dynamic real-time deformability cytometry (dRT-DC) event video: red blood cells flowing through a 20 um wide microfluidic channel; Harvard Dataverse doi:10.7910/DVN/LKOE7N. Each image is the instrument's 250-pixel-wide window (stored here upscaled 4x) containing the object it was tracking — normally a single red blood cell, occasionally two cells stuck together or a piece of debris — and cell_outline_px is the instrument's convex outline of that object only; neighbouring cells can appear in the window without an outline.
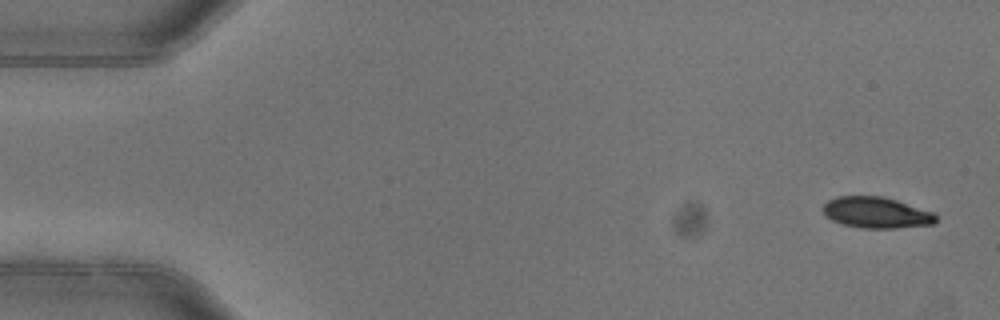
{"species": "common noctule bat (a hibernating species)", "species_latin": "Nyctalus noctula", "temperature_condition": "warm", "stored_images_in_passage": 6, "camera_frame_rate_fps": 3000, "um_per_image_px": 0.085, "animal": {"sex": "female"}, "frame": {"image": 1, "passage_image": 1, "time_ms": 0.0, "image_size_px": [1000, 320], "cell_outline_px": [[936, 220], [932, 224], [896, 228], [860, 228], [844, 224], [832, 220], [824, 212], [824, 204], [828, 200], [836, 196], [884, 196], [932, 212], [936, 216]], "centroid_in_image_um": [74.47, 18.06], "position_along_channel_um": 10.5, "area_um2": 20.17}}
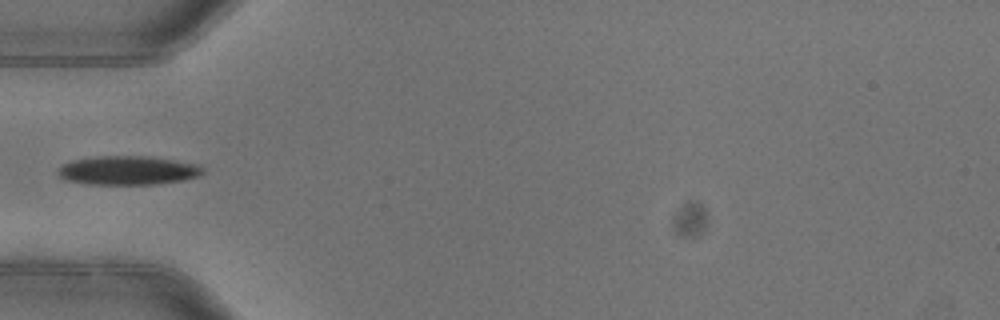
{"frame": {"image": 2, "passage_image": 5, "time_ms": 1.333, "image_size_px": [1000, 320], "cell_outline_px": [[204, 172], [200, 176], [184, 180], [156, 184], [88, 184], [64, 180], [56, 176], [56, 172], [64, 164], [72, 160], [96, 156], [148, 156], [176, 160], [200, 164], [204, 168]], "centroid_in_image_um": [10.89, 14.48], "position_along_channel_um": 74.1, "area_um2": 24.74}}
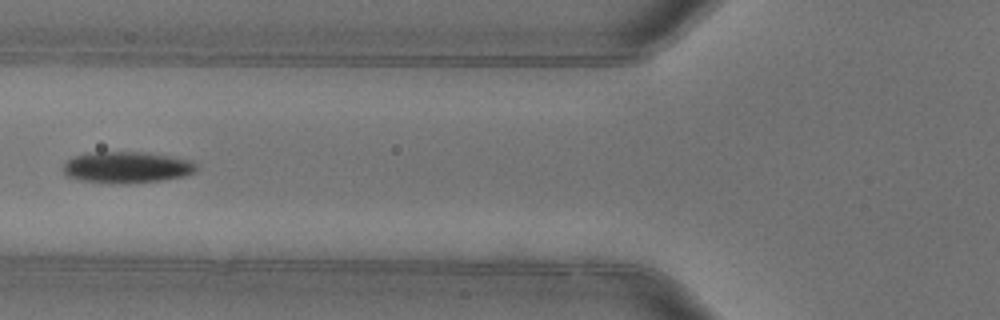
{"frame": {"image": 3, "passage_image": 6, "time_ms": 1.667, "image_size_px": [1000, 320], "cell_outline_px": [[200, 168], [196, 172], [184, 176], [160, 180], [128, 184], [108, 184], [80, 180], [68, 176], [64, 172], [64, 164], [72, 156], [88, 152], [144, 152], [192, 160]], "centroid_in_image_um": [10.79, 14.23], "position_along_channel_um": 115.0, "area_um2": 24.68}}